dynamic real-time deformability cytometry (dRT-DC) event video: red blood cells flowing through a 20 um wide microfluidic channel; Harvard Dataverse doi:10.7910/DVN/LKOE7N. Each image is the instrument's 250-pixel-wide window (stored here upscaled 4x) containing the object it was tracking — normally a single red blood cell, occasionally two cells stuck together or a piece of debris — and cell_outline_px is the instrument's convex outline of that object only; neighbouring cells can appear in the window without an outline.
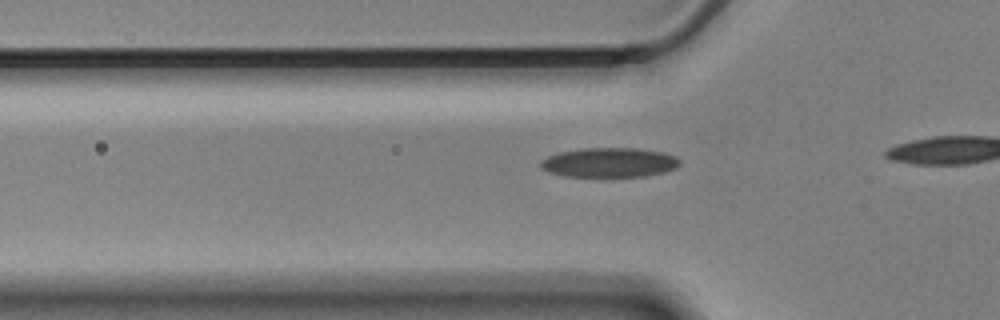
{"species": "Egyptian fruit bat (a non-hibernating species)", "species_latin": "Rousettus aegyptiacus", "temperature_condition": "cold", "stored_images_in_passage": 14, "camera_frame_rate_fps": 3000, "um_per_image_px": 0.085, "animal": {"sex": "male"}, "frame": {"image": 1, "passage_image": 8, "time_ms": 2.333, "image_size_px": [1000, 320], "cell_outline_px": [[680, 164], [676, 168], [664, 172], [644, 176], [564, 176], [548, 172], [540, 168], [540, 160], [548, 156], [560, 152], [584, 148], [636, 148], [660, 152], [676, 156], [680, 160]], "centroid_in_image_um": [51.77, 13.81], "position_along_channel_um": 74.0, "area_um2": 23.87}}
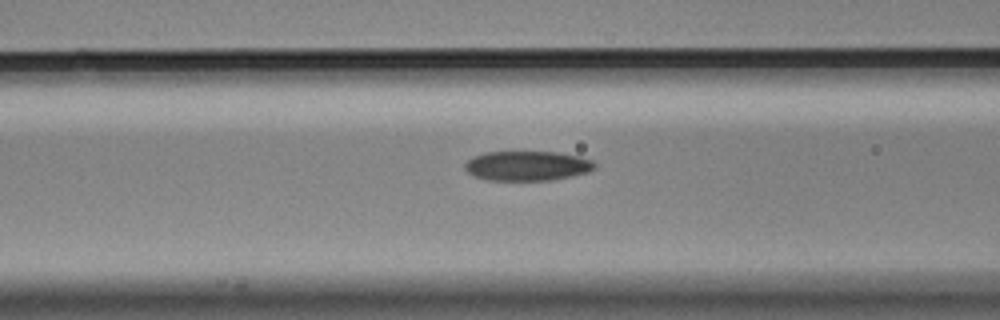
{"frame": {"image": 2, "passage_image": 12, "time_ms": 3.667, "image_size_px": [1000, 320], "cell_outline_px": [[596, 168], [588, 172], [572, 176], [552, 180], [484, 180], [472, 176], [464, 168], [464, 164], [472, 156], [484, 152], [560, 152], [580, 156], [592, 160], [596, 164]], "centroid_in_image_um": [44.81, 14.09], "position_along_channel_um": 121.8, "area_um2": 22.77}}